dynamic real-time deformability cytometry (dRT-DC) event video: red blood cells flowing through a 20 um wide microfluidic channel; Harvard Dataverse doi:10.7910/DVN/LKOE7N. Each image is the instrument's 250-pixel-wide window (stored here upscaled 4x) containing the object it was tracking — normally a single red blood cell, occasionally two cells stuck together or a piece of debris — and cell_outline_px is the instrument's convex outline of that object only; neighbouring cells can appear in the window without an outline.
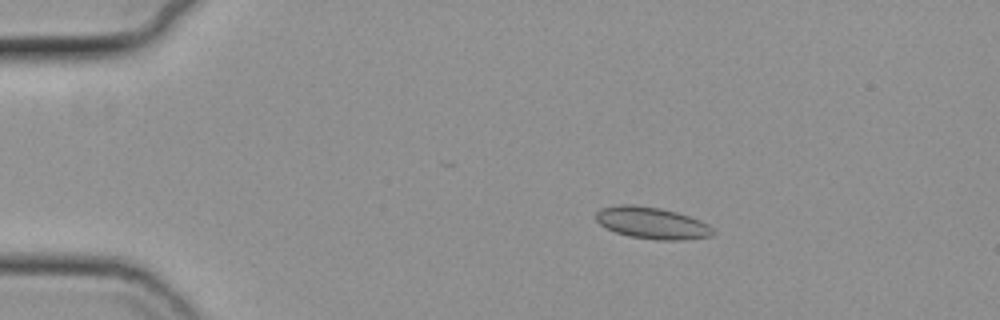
{"species": "common noctule bat (a hibernating species)", "species_latin": "Nyctalus noctula", "temperature_condition": "cold", "stored_images_in_passage": 47, "camera_frame_rate_fps": 3000, "um_per_image_px": 0.085, "animal": {"sex": "female", "body_mass_g": 19.3, "forearm_length_mm": 54.1}, "frame": {"image": 1, "passage_image": 1, "time_ms": 0.0, "image_size_px": [1000, 320], "cell_outline_px": [[716, 232], [712, 236], [684, 240], [656, 240], [628, 236], [616, 232], [600, 224], [596, 220], [596, 212], [600, 208], [620, 204], [632, 204], [660, 208], [676, 212], [700, 220], [708, 224]], "centroid_in_image_um": [55.43, 18.95], "position_along_channel_um": 29.6, "area_um2": 21.73}}
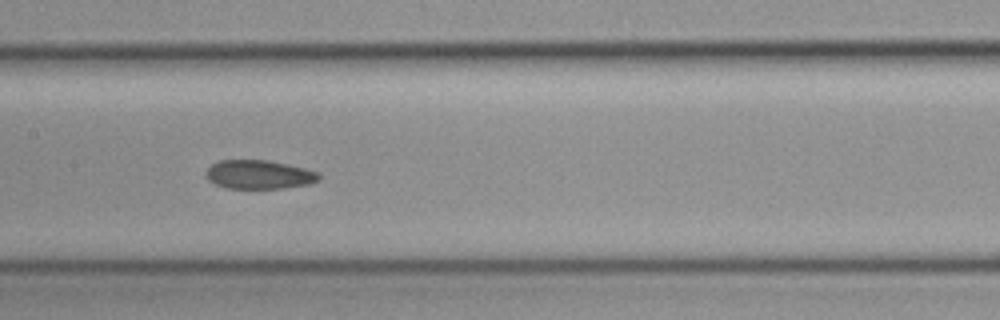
{"frame": {"image": 2, "passage_image": 19, "time_ms": 6.0, "image_size_px": [1000, 320], "cell_outline_px": [[320, 180], [312, 184], [284, 188], [228, 188], [216, 184], [208, 180], [204, 176], [204, 172], [212, 164], [220, 160], [268, 160], [288, 164], [320, 172]], "centroid_in_image_um": [22.04, 14.83], "position_along_channel_um": 185.4, "area_um2": 19.19}}
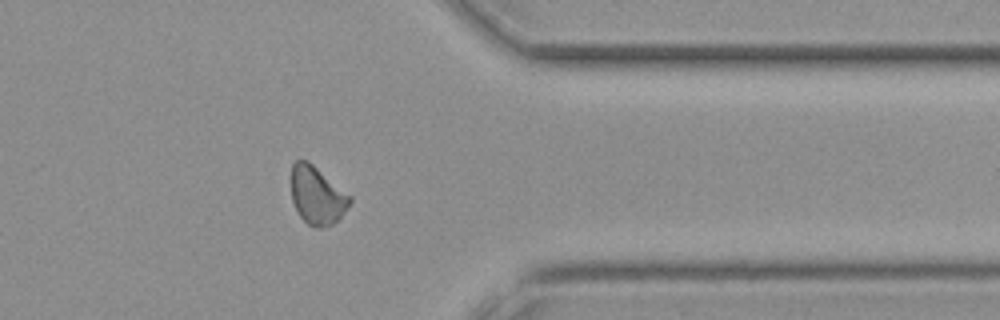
{"frame": {"image": 3, "passage_image": 36, "time_ms": 11.667, "image_size_px": [1000, 320], "cell_outline_px": [[352, 200], [344, 212], [332, 224], [320, 228], [316, 228], [308, 224], [300, 216], [292, 200], [292, 164], [296, 160], [308, 160], [352, 196]], "centroid_in_image_um": [26.96, 16.59], "position_along_channel_um": 384.4, "area_um2": 19.65}, "authors_computed_cell_mechanics": {"area_um2": 19.7676, "velocity_mm_per_s": 3.7029, "shape_relaxation_time_tau1_ms": null, "shape_relaxation_time_tau2_ms": 7.8797, "deformation_change_tau1": null, "deformation_change_tau2": 0.1177}}